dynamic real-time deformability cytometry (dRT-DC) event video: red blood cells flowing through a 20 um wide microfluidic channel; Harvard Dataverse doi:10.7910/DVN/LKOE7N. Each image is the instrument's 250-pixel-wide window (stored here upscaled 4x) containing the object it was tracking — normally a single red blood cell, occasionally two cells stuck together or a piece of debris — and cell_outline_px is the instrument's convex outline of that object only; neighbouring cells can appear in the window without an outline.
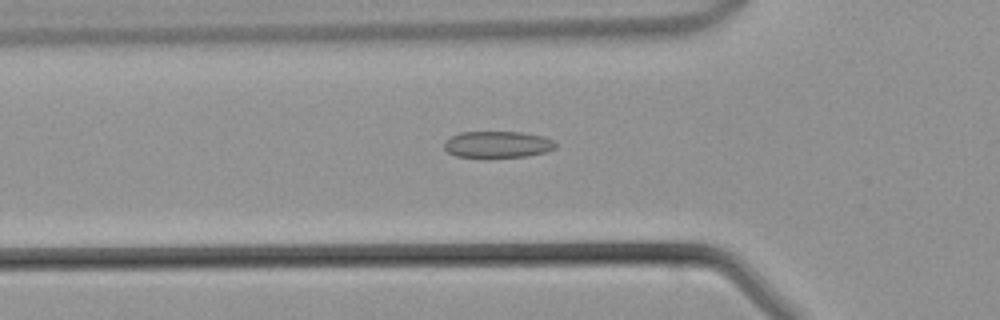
{"species": "common noctule bat (a hibernating species)", "species_latin": "Nyctalus noctula", "temperature_condition": "warm", "stored_images_in_passage": 24, "camera_frame_rate_fps": 3000, "um_per_image_px": 0.085, "animal": {"sex": "male", "body_mass_g": 21.5, "forearm_length_mm": 52.0}, "frame": {"image": 1, "passage_image": 3, "time_ms": 0.667, "image_size_px": [1000, 320], "cell_outline_px": [[556, 148], [548, 152], [528, 156], [488, 160], [456, 156], [448, 152], [444, 148], [444, 140], [460, 132], [520, 132], [544, 136], [552, 140], [556, 144]], "centroid_in_image_um": [42.28, 12.32], "position_along_channel_um": 83.5, "area_um2": 18.09}}
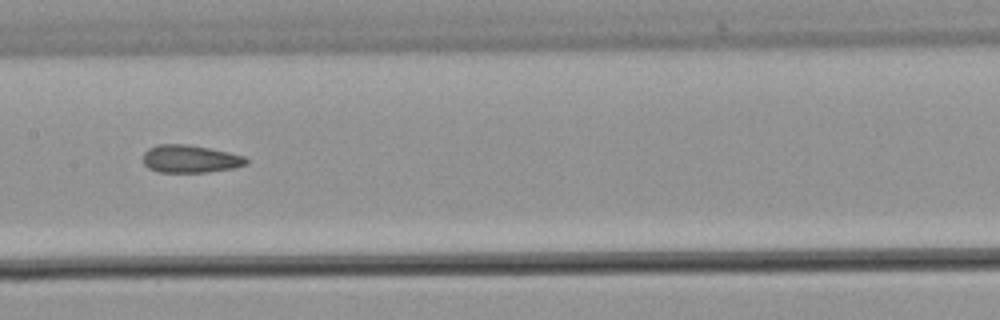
{"frame": {"image": 2, "passage_image": 10, "time_ms": 3.0, "image_size_px": [1000, 320], "cell_outline_px": [[248, 164], [236, 168], [208, 172], [160, 172], [148, 168], [144, 164], [144, 152], [148, 148], [160, 144], [184, 144], [208, 148], [228, 152], [244, 156], [248, 160]], "centroid_in_image_um": [16.19, 13.51], "position_along_channel_um": 191.2, "area_um2": 16.65}}
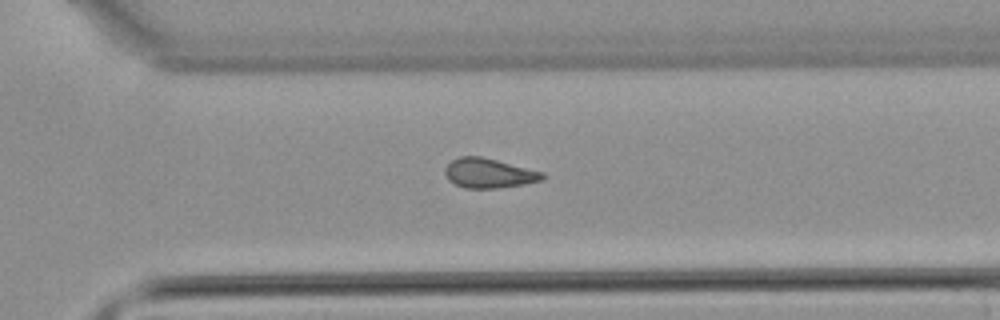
{"frame": {"image": 3, "passage_image": 19, "time_ms": 6.0, "image_size_px": [1000, 320], "cell_outline_px": [[544, 180], [524, 184], [496, 188], [464, 188], [448, 180], [444, 172], [448, 164], [452, 160], [460, 156], [480, 156], [544, 172]], "centroid_in_image_um": [41.55, 14.72], "position_along_channel_um": 329.0, "area_um2": 16.7}}